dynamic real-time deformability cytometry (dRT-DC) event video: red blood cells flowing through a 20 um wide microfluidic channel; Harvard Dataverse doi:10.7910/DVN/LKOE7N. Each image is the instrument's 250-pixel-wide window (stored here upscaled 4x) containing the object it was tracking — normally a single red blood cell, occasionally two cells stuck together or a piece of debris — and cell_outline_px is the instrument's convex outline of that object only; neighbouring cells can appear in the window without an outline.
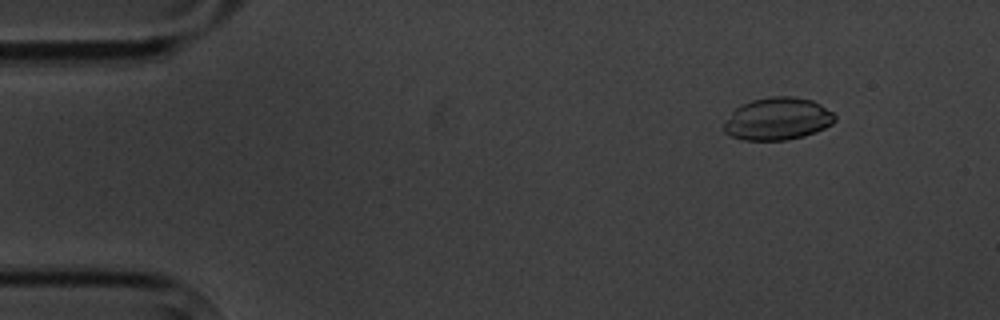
{"species": "common noctule bat (a hibernating species)", "species_latin": "Nyctalus noctula", "temperature_condition": "cold", "stored_images_in_passage": 2, "camera_frame_rate_fps": 3000, "um_per_image_px": 0.085, "animal": {"sex": "male", "body_mass_g": 20.1, "forearm_length_mm": 53.5}, "frame": {"image": 1, "passage_image": 2, "time_ms": 1.333, "image_size_px": [1000, 320], "cell_outline_px": [[836, 120], [832, 124], [816, 132], [804, 136], [788, 140], [744, 140], [732, 136], [724, 132], [724, 124], [732, 112], [736, 108], [752, 100], [772, 96], [792, 96], [812, 100], [820, 104], [832, 112], [836, 116]], "centroid_in_image_um": [66.13, 10.11], "position_along_channel_um": 18.9, "area_um2": 27.34}}